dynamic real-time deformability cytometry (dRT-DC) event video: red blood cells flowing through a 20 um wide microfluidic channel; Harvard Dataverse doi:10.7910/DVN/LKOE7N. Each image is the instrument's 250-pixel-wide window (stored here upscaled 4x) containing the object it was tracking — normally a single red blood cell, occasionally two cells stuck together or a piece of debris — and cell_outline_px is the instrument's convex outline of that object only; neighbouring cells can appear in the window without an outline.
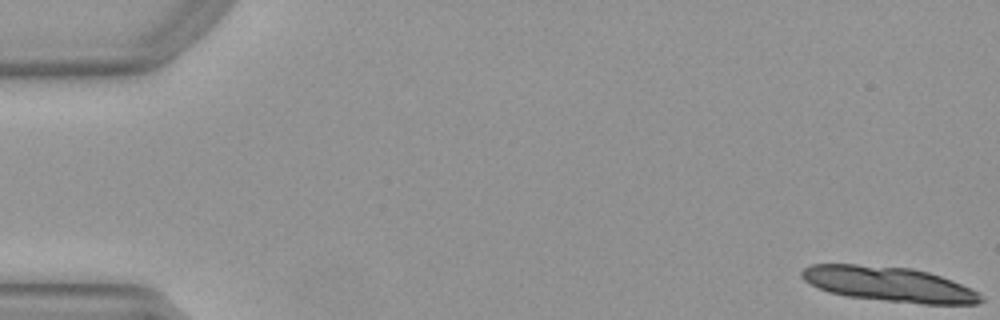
{"species": "Egyptian fruit bat (a non-hibernating species)", "species_latin": "Rousettus aegyptiacus", "temperature_condition": "warm", "stored_images_in_passage": 5, "camera_frame_rate_fps": 3000, "um_per_image_px": 0.085, "animal": {"sex": "female"}, "frame": {"image": 1, "passage_image": 1, "time_ms": 0.0, "image_size_px": [1000, 320], "cell_outline_px": [[984, 300], [980, 304], [924, 304], [848, 296], [828, 292], [804, 280], [800, 276], [800, 272], [804, 268], [812, 264], [856, 264], [912, 268], [928, 272], [952, 280], [972, 288], [980, 292]], "centroid_in_image_um": [75.61, 24.15], "position_along_channel_um": 9.4, "area_um2": 36.41}}